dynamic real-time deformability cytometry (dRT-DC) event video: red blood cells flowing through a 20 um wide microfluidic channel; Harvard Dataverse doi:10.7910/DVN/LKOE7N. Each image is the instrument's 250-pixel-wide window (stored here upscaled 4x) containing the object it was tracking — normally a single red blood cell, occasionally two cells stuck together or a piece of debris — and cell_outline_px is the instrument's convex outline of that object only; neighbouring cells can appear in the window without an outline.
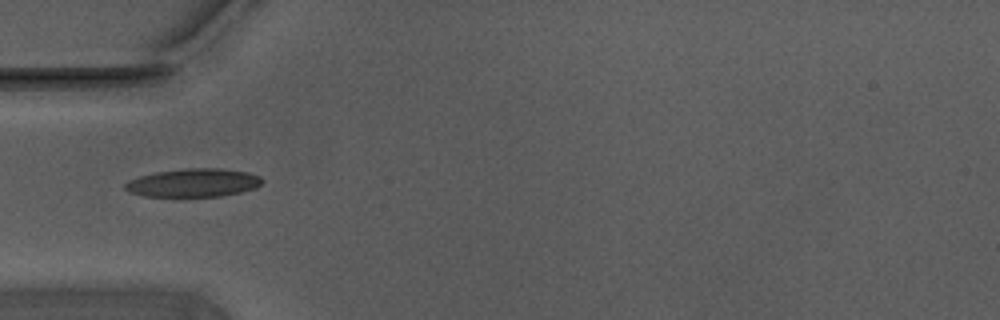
{"species": "Egyptian fruit bat (a non-hibernating species)", "species_latin": "Rousettus aegyptiacus", "temperature_condition": "warm", "stored_images_in_passage": 10, "camera_frame_rate_fps": 3000, "um_per_image_px": 0.085, "animal": {"sex": "male"}, "frame": {"image": 1, "passage_image": 1, "time_ms": 0.0, "image_size_px": [1000, 320], "cell_outline_px": [[264, 180], [256, 188], [240, 192], [220, 196], [144, 196], [132, 192], [124, 188], [124, 184], [128, 180], [140, 176], [156, 172], [184, 168], [220, 168], [248, 172], [260, 176]], "centroid_in_image_um": [16.46, 15.52], "position_along_channel_um": 68.5, "area_um2": 22.54}}
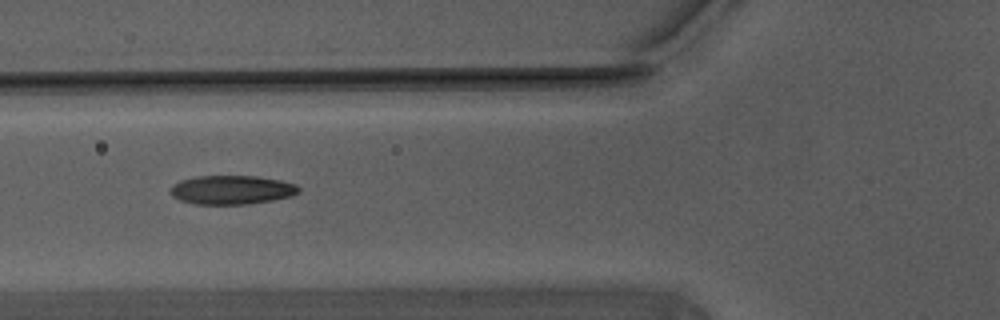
{"frame": {"image": 2, "passage_image": 4, "time_ms": 1.0, "image_size_px": [1000, 320], "cell_outline_px": [[300, 192], [292, 196], [272, 200], [248, 204], [196, 204], [180, 200], [172, 196], [168, 192], [168, 188], [172, 184], [180, 180], [196, 176], [256, 176], [280, 180], [296, 184], [300, 188]], "centroid_in_image_um": [19.66, 16.13], "position_along_channel_um": 106.1, "area_um2": 21.85}}
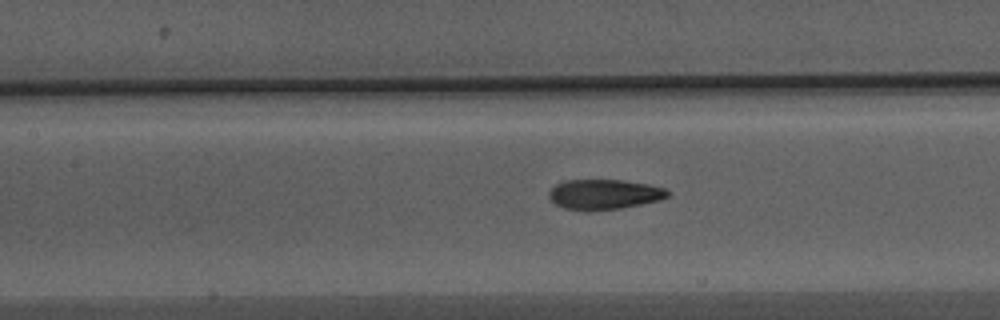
{"frame": {"image": 3, "passage_image": 8, "time_ms": 2.333, "image_size_px": [1000, 320], "cell_outline_px": [[668, 196], [660, 200], [620, 208], [592, 212], [584, 212], [564, 208], [556, 204], [548, 196], [548, 192], [556, 184], [564, 180], [624, 180], [648, 184], [664, 188], [668, 192]], "centroid_in_image_um": [51.31, 16.53], "position_along_channel_um": 156.1, "area_um2": 20.98}}